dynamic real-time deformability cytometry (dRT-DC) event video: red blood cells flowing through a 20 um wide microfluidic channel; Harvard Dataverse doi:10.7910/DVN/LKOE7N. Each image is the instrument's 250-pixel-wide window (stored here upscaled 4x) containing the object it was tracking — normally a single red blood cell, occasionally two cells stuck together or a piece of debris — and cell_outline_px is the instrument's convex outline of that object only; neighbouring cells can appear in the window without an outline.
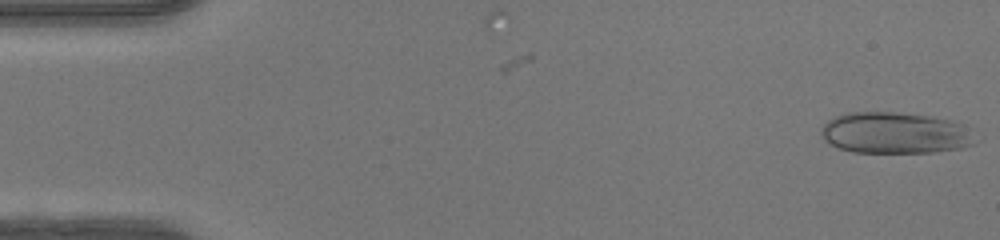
{"species": "human", "species_latin": "Homo sapiens", "temperature_condition": "warm", "stored_images_in_passage": 49, "camera_frame_rate_fps": 3000, "um_per_image_px": 0.085, "donor": {"sex": "female"}, "frame": {"image": 1, "passage_image": 1, "time_ms": 0.0, "image_size_px": [1000, 240], "cell_outline_px": [[984, 136], [976, 144], [964, 148], [932, 152], [852, 152], [840, 148], [824, 140], [820, 132], [820, 128], [828, 120], [844, 112], [896, 112], [932, 116], [952, 120]], "centroid_in_image_um": [76.19, 11.3], "position_along_channel_um": 8.8, "area_um2": 37.92}}
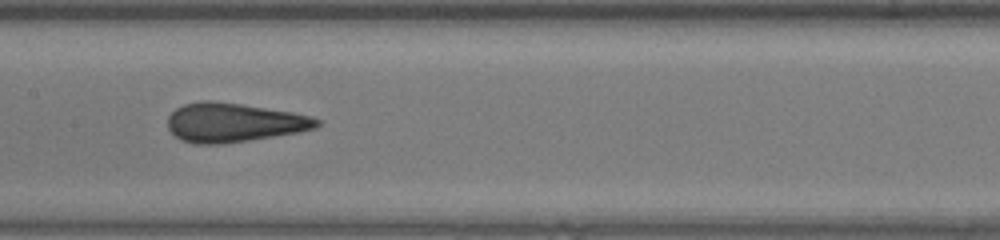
{"frame": {"image": 2, "passage_image": 24, "time_ms": 7.667, "image_size_px": [1000, 240], "cell_outline_px": [[320, 124], [316, 128], [300, 132], [248, 140], [220, 144], [196, 144], [180, 140], [168, 128], [168, 116], [176, 108], [184, 104], [204, 100], [212, 100], [240, 104], [292, 112], [312, 116], [320, 120]], "centroid_in_image_um": [19.87, 10.41], "position_along_channel_um": 187.5, "area_um2": 33.87}}
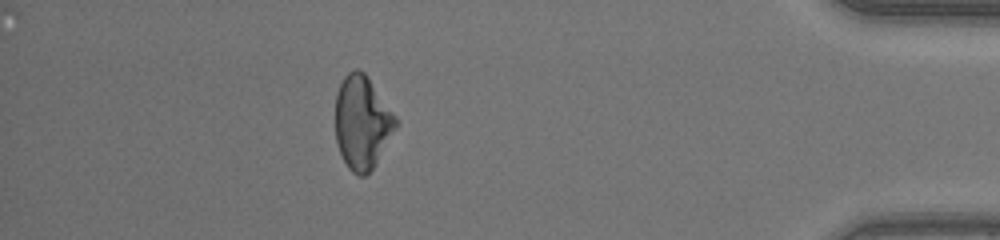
{"frame": {"image": 3, "passage_image": 43, "time_ms": 14.0, "image_size_px": [1000, 240], "cell_outline_px": [[400, 124], [372, 168], [364, 176], [360, 176], [352, 172], [348, 168], [340, 152], [336, 140], [336, 96], [340, 84], [344, 76], [348, 72], [356, 68], [364, 72], [368, 76], [400, 120]], "centroid_in_image_um": [30.82, 10.38], "position_along_channel_um": 404.4, "area_um2": 33.06}, "authors_computed_cell_mechanics": {"area_um2": 33.7552, "velocity_mm_per_s": 4.2201, "shape_relaxation_time_tau1_ms": null, "shape_relaxation_time_tau2_ms": 0.859, "deformation_change_tau1": null, "deformation_change_tau2": 0.0638}}